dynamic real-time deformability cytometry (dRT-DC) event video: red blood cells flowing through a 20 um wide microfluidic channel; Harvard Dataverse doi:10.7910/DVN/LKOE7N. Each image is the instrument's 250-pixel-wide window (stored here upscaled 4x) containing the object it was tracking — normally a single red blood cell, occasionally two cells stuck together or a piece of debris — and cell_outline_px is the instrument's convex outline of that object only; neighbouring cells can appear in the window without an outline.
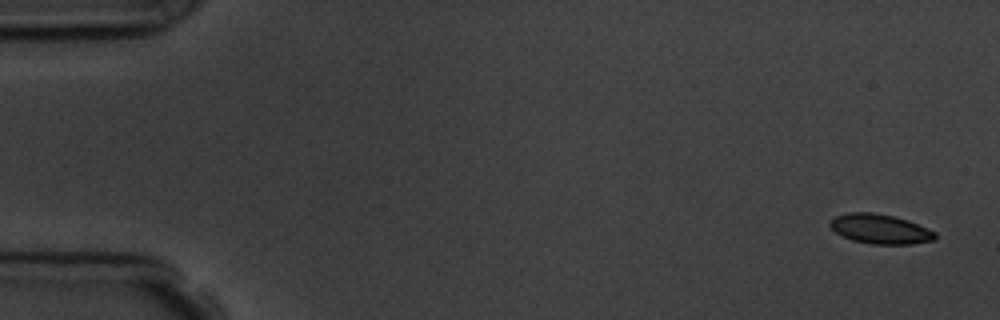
{"species": "common noctule bat (a hibernating species)", "species_latin": "Nyctalus noctula", "temperature_condition": "room temperature", "stored_images_in_passage": 6, "camera_frame_rate_fps": 3000, "um_per_image_px": 0.085, "animal": {"sex": "male", "body_mass_g": 19.5, "forearm_length_mm": 54.6}, "frame": {"image": 1, "passage_image": 1, "time_ms": 0.0, "image_size_px": [1000, 320], "cell_outline_px": [[936, 240], [912, 244], [872, 244], [852, 240], [836, 232], [828, 224], [828, 220], [836, 216], [848, 212], [872, 212], [892, 216], [908, 220], [928, 228], [936, 232]], "centroid_in_image_um": [74.82, 19.46], "position_along_channel_um": 10.2, "area_um2": 18.21}}
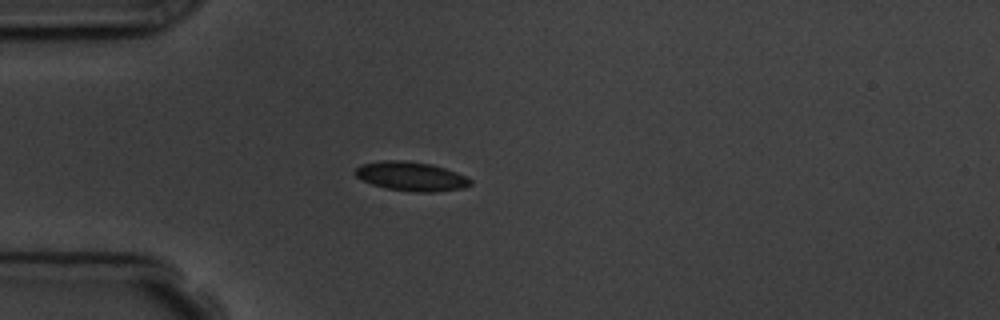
{"frame": {"image": 2, "passage_image": 5, "time_ms": 4.333, "image_size_px": [1000, 320], "cell_outline_px": [[472, 184], [464, 188], [436, 192], [412, 192], [384, 188], [372, 184], [356, 176], [356, 168], [360, 164], [380, 160], [404, 160], [432, 164], [456, 172], [472, 180]], "centroid_in_image_um": [34.95, 14.99], "position_along_channel_um": 50.0, "area_um2": 19.65}}